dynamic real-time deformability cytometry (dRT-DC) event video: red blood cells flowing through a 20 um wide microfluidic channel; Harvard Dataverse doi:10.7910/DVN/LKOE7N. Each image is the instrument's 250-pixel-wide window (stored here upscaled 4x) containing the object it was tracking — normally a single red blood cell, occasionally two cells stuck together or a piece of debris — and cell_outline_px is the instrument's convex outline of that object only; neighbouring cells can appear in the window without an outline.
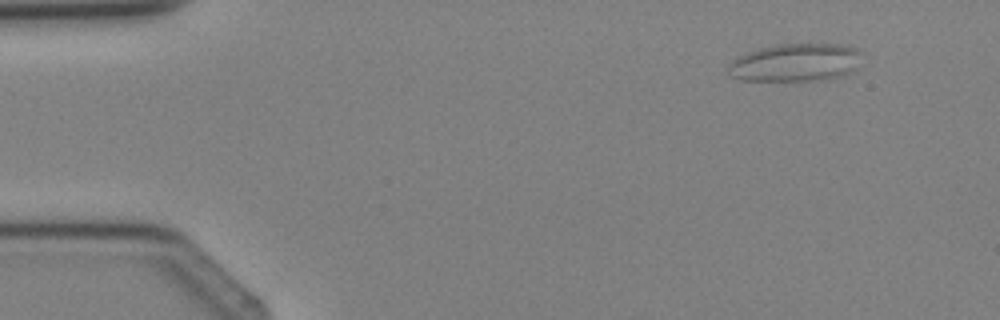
{"species": "Egyptian fruit bat (a non-hibernating species)", "species_latin": "Rousettus aegyptiacus", "temperature_condition": "cold", "stored_images_in_passage": 2, "camera_frame_rate_fps": 3000, "um_per_image_px": 0.085, "animal": {"sex": "female"}, "frame": {"image": 1, "passage_image": 1, "time_ms": 0.0, "image_size_px": [1000, 320], "cell_outline_px": [[864, 52], [860, 68], [840, 76], [828, 80], [736, 80], [728, 76], [728, 64], [732, 60], [748, 52], [760, 48], [776, 44], [840, 44], [856, 48]], "centroid_in_image_um": [67.68, 5.32], "position_along_channel_um": 17.3, "area_um2": 30.11}}